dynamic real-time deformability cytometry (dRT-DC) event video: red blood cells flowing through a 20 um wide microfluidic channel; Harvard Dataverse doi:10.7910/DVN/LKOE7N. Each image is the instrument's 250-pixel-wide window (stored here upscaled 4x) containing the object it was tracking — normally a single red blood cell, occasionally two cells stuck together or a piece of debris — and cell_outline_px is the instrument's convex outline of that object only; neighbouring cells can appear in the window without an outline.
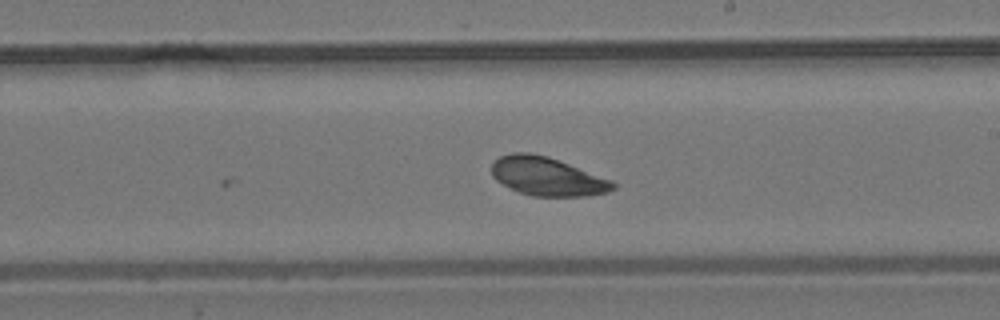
{"species": "common noctule bat (a hibernating species)", "species_latin": "Nyctalus noctula", "temperature_condition": "room temperature", "stored_images_in_passage": 32, "camera_frame_rate_fps": 3000, "um_per_image_px": 0.085, "animal": {"sex": "male", "body_mass_g": 19.2, "forearm_length_mm": 51.8}, "frame": {"image": 1, "passage_image": 32, "time_ms": 10.333, "image_size_px": [1000, 320], "cell_outline_px": [[616, 188], [608, 192], [588, 196], [532, 196], [520, 192], [496, 180], [492, 176], [492, 164], [500, 156], [512, 152], [528, 152], [548, 156], [612, 180], [616, 184]], "centroid_in_image_um": [46.53, 14.99], "position_along_channel_um": 242.5, "area_um2": 27.17}}